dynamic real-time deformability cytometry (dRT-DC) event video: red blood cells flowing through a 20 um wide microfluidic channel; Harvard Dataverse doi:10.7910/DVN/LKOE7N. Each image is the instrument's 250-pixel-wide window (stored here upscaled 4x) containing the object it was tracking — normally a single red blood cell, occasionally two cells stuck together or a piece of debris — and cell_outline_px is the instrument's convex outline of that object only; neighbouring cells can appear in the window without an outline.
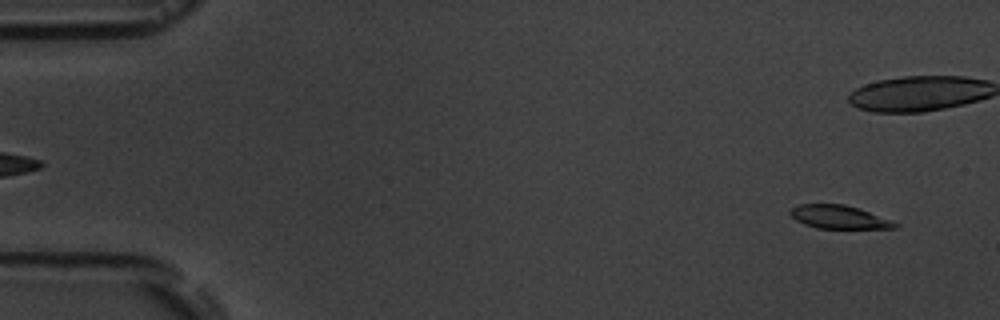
{"species": "common noctule bat (a hibernating species)", "species_latin": "Nyctalus noctula", "temperature_condition": "room temperature", "stored_images_in_passage": 6, "segment_of_instrument_passage": [2, 2], "camera_frame_rate_fps": 3000, "um_per_image_px": 0.085, "animal": {"sex": "male", "body_mass_g": 19.5, "forearm_length_mm": 54.6}, "frame": {"image": 1, "passage_image": 6, "time_ms": 6.667, "image_size_px": [1000, 320], "cell_outline_px": [[900, 228], [816, 228], [804, 224], [796, 220], [788, 212], [792, 208], [800, 204], [844, 204], [860, 208], [892, 220], [900, 224]], "centroid_in_image_um": [71.35, 18.44], "position_along_channel_um": 13.6, "area_um2": 14.33}}